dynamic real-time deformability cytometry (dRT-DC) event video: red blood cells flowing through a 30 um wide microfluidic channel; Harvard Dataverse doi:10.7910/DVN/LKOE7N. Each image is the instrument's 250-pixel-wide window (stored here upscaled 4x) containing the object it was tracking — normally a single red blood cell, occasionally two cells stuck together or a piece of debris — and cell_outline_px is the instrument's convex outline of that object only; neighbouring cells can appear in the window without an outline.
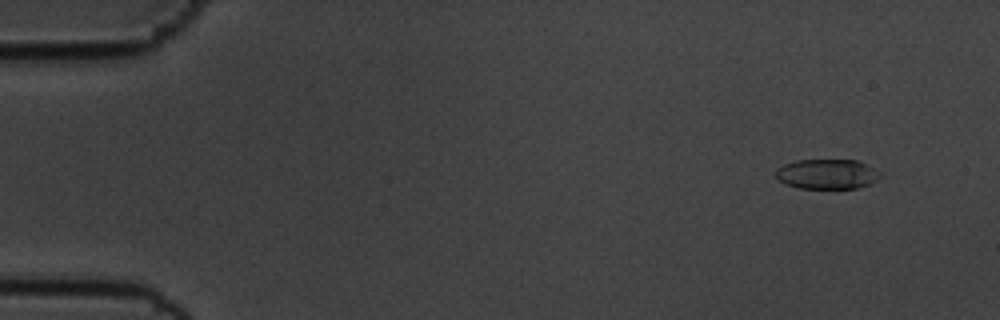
{"species": "common noctule bat (a hibernating species)", "species_latin": "Nyctalus noctula", "temperature_condition": "cold", "stored_images_in_passage": 57, "camera_frame_rate_fps": 3000, "um_per_image_px": 0.085, "animal": {"sex": "male", "body_mass_g": 19.5, "forearm_length_mm": 54.6}, "frame": {"image": 1, "passage_image": 5, "time_ms": 1.333, "image_size_px": [1000, 320], "cell_outline_px": [[880, 176], [876, 180], [868, 184], [856, 188], [800, 188], [784, 184], [776, 176], [776, 168], [784, 164], [796, 160], [856, 160], [880, 172]], "centroid_in_image_um": [70.25, 14.79], "position_along_channel_um": 14.7, "area_um2": 17.98}}
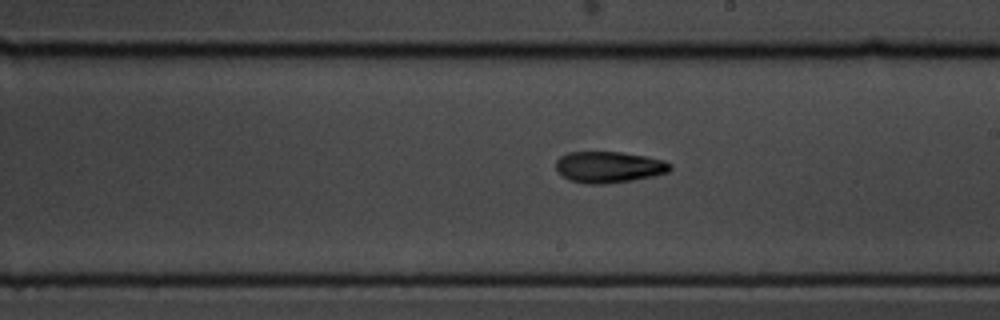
{"frame": {"image": 2, "passage_image": 33, "time_ms": 10.667, "image_size_px": [1000, 320], "cell_outline_px": [[672, 168], [668, 172], [652, 176], [632, 180], [604, 184], [584, 184], [568, 180], [556, 172], [556, 160], [560, 156], [568, 152], [620, 152], [644, 156], [664, 160], [672, 164]], "centroid_in_image_um": [51.71, 14.21], "position_along_channel_um": 237.3, "area_um2": 20.98}}
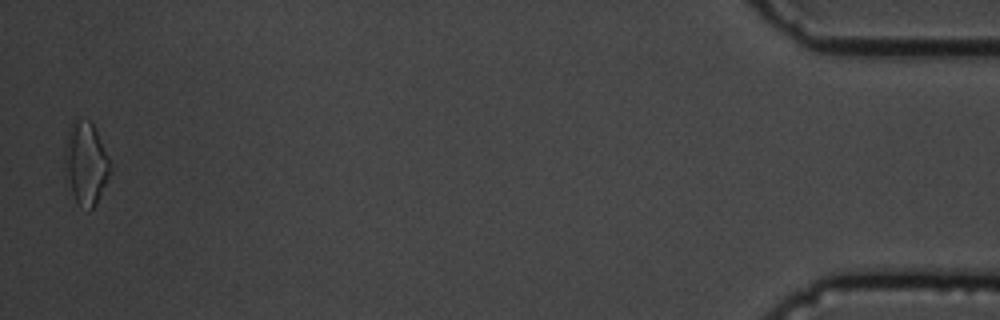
{"frame": {"image": 3, "passage_image": 56, "time_ms": 18.333, "image_size_px": [1000, 320], "cell_outline_px": [[112, 172], [96, 204], [88, 212], [76, 200], [72, 192], [64, 168], [64, 148], [68, 132], [72, 120], [88, 120], [92, 124], [108, 156]], "centroid_in_image_um": [7.3, 13.9], "position_along_channel_um": 427.9, "area_um2": 21.68}, "authors_computed_cell_mechanics": {"area_um2": 19.652, "velocity_mm_per_s": 3.6112, "shape_relaxation_time_tau1_ms": 4.2674, "shape_relaxation_time_tau2_ms": 7.2986, "deformation_change_tau1": 0.1533, "deformation_change_tau2": 0.1409}}